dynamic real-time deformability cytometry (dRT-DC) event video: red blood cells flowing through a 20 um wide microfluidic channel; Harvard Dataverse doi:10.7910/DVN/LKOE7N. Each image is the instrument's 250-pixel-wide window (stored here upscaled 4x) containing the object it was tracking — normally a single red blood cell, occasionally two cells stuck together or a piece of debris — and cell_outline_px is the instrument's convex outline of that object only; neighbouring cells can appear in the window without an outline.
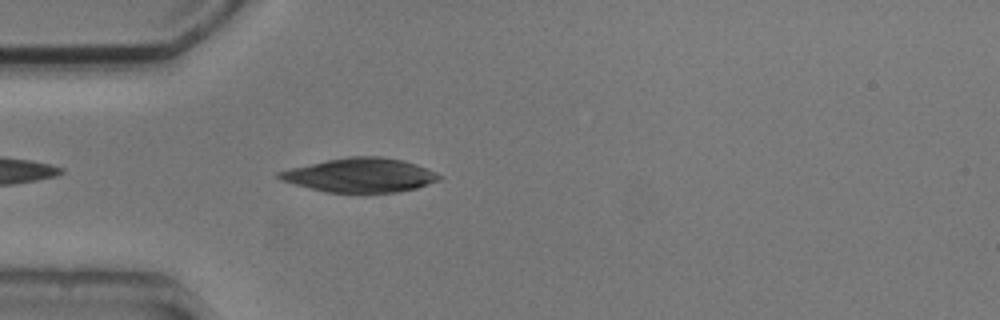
{"species": "common noctule bat (a hibernating species)", "species_latin": "Nyctalus noctula", "temperature_condition": "cold", "stored_images_in_passage": 2, "camera_frame_rate_fps": 3000, "um_per_image_px": 0.085, "animal": {"sex": "male", "body_mass_g": 20.5, "forearm_length_mm": 52.5}, "frame": {"image": 1, "passage_image": 2, "time_ms": 1.0, "image_size_px": [1000, 320], "cell_outline_px": [[444, 176], [440, 180], [416, 188], [396, 192], [364, 196], [324, 192], [280, 180], [276, 176], [276, 172], [292, 168], [328, 160], [348, 156], [380, 156], [404, 160], [416, 164], [436, 172]], "centroid_in_image_um": [30.64, 14.93], "position_along_channel_um": 54.4, "area_um2": 32.71}}